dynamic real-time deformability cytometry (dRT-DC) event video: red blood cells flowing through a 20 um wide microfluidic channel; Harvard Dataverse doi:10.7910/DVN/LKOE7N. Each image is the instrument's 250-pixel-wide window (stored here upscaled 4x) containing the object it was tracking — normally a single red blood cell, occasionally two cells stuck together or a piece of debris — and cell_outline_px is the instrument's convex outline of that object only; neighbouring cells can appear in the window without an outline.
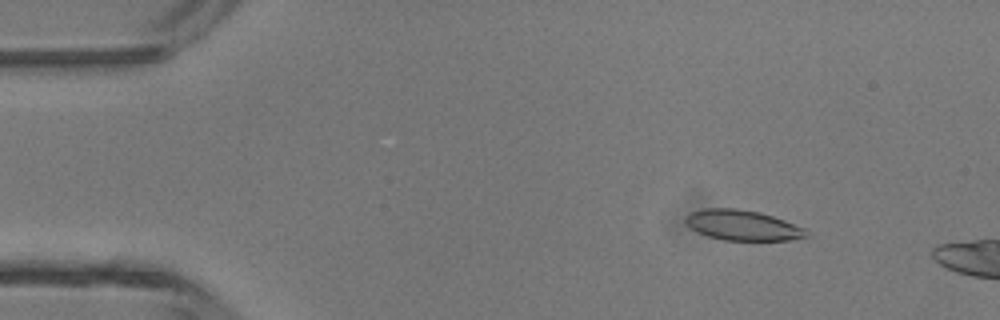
{"species": "common noctule bat (a hibernating species)", "species_latin": "Nyctalus noctula", "temperature_condition": "room temperature", "stored_images_in_passage": 4, "camera_frame_rate_fps": 3000, "um_per_image_px": 0.085, "animal": {"sex": "male", "body_mass_g": 13.3}, "frame": {"image": 1, "passage_image": 2, "time_ms": 0.333, "image_size_px": [1000, 320], "cell_outline_px": [[808, 236], [788, 240], [724, 240], [708, 236], [696, 232], [684, 220], [684, 216], [688, 212], [704, 208], [736, 208], [760, 212], [784, 220], [804, 228]], "centroid_in_image_um": [63.05, 19.13], "position_along_channel_um": 21.9, "area_um2": 21.27}}